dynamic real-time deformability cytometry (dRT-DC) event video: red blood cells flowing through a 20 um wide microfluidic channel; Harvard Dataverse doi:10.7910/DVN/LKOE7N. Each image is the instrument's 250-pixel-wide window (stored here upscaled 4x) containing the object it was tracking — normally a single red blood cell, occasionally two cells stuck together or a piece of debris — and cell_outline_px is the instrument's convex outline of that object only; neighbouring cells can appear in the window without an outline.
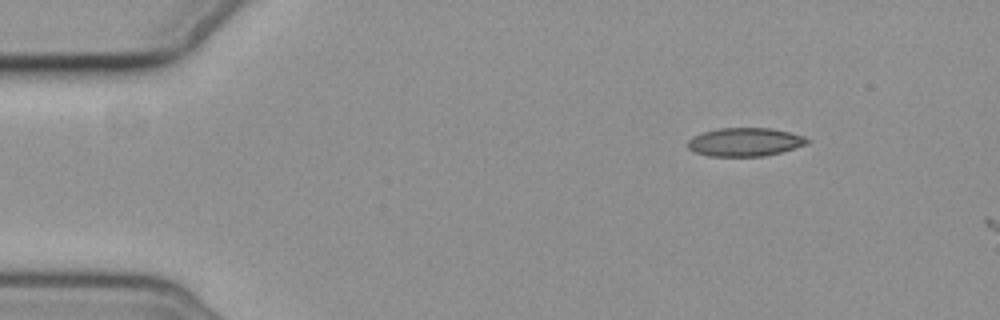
{"species": "common noctule bat (a hibernating species)", "species_latin": "Nyctalus noctula", "temperature_condition": "cold", "stored_images_in_passage": 6, "segment_of_instrument_passage": [2, 2], "camera_frame_rate_fps": 3000, "um_per_image_px": 0.085, "animal": {"sex": "female", "body_mass_g": 19.3, "forearm_length_mm": 54.1}, "frame": {"image": 1, "passage_image": 6, "time_ms": 6.0, "image_size_px": [1000, 320], "cell_outline_px": [[812, 140], [808, 144], [780, 152], [764, 156], [708, 156], [692, 152], [688, 148], [688, 140], [692, 136], [704, 132], [720, 128], [772, 128], [804, 136]], "centroid_in_image_um": [63.31, 12.07], "position_along_channel_um": 21.7, "area_um2": 19.88}}